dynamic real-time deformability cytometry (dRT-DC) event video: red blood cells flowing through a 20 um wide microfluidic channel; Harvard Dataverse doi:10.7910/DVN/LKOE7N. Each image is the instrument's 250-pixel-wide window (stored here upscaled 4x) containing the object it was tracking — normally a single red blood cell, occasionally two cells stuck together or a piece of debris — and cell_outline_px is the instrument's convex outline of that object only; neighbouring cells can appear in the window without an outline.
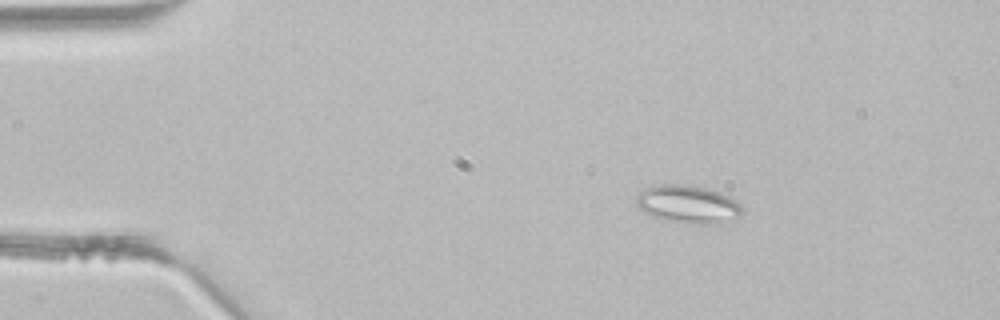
{"species": "common noctule bat (a hibernating species)", "species_latin": "Nyctalus noctula", "temperature_condition": "room temperature", "stored_images_in_passage": 2, "camera_frame_rate_fps": 3000, "um_per_image_px": 0.085, "animal": {"sex": "male", "body_mass_g": 21.5, "forearm_length_mm": 52.0}, "frame": {"image": 1, "passage_image": 1, "time_ms": 0.0, "image_size_px": [1000, 320], "cell_outline_px": [[744, 208], [740, 216], [724, 224], [684, 224], [664, 220], [652, 216], [644, 212], [636, 204], [636, 196], [644, 188], [660, 184], [684, 184], [704, 188], [720, 192], [736, 200]], "centroid_in_image_um": [58.5, 17.39], "position_along_channel_um": 26.5, "area_um2": 23.87}}